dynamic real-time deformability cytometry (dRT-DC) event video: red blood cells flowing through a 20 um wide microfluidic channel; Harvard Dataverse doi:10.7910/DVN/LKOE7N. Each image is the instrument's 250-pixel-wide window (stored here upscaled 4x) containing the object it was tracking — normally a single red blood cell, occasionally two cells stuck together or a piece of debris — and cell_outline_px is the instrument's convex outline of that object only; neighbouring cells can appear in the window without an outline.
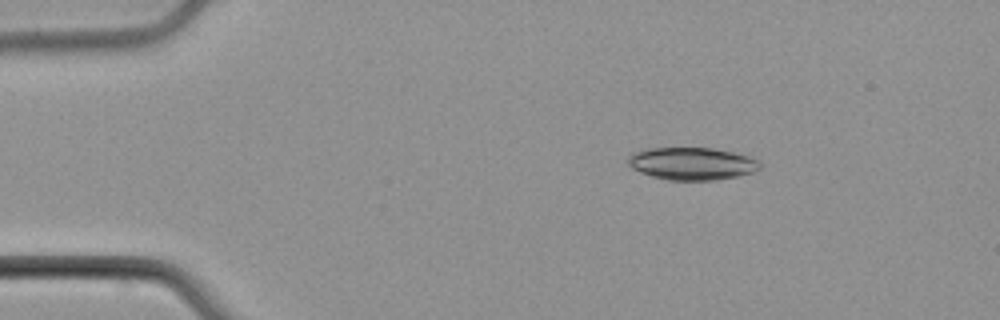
{"species": "common noctule bat (a hibernating species)", "species_latin": "Nyctalus noctula", "temperature_condition": "cold", "stored_images_in_passage": 5, "camera_frame_rate_fps": 3000, "um_per_image_px": 0.085, "animal": {"sex": "male", "body_mass_g": 21.5, "forearm_length_mm": 52.0}, "frame": {"image": 1, "passage_image": 2, "time_ms": 1.333, "image_size_px": [1000, 320], "cell_outline_px": [[760, 168], [752, 172], [736, 176], [716, 180], [668, 180], [652, 176], [640, 172], [632, 168], [628, 164], [628, 156], [636, 152], [648, 148], [712, 148], [732, 152], [748, 156], [756, 160], [760, 164]], "centroid_in_image_um": [58.79, 13.91], "position_along_channel_um": 26.2, "area_um2": 24.74}}
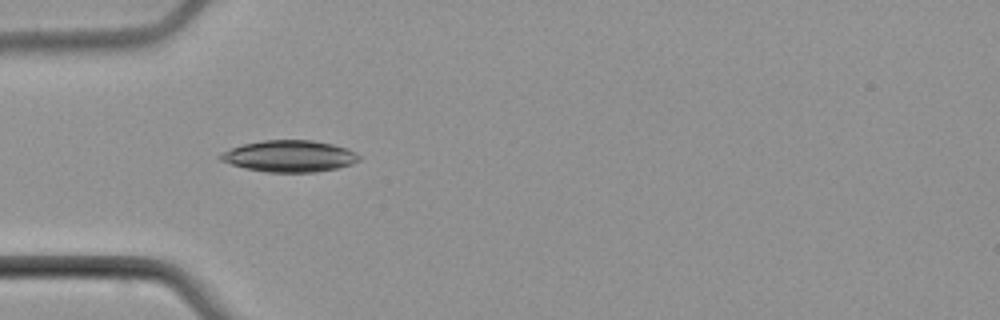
{"frame": {"image": 2, "passage_image": 4, "time_ms": 4.0, "image_size_px": [1000, 320], "cell_outline_px": [[360, 160], [352, 164], [336, 168], [316, 172], [264, 172], [244, 168], [220, 160], [216, 156], [232, 148], [244, 144], [264, 140], [312, 140], [332, 144], [348, 148], [360, 156]], "centroid_in_image_um": [24.61, 13.27], "position_along_channel_um": 60.4, "area_um2": 25.43}}
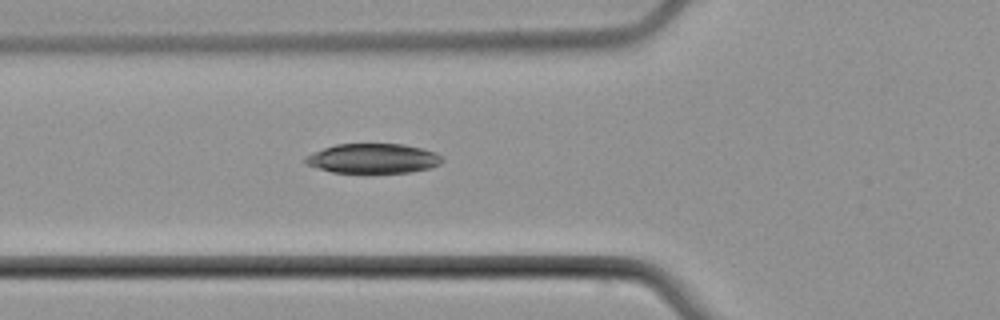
{"frame": {"image": 3, "passage_image": 5, "time_ms": 5.0, "image_size_px": [1000, 320], "cell_outline_px": [[444, 160], [440, 164], [428, 168], [408, 172], [332, 172], [304, 164], [304, 156], [312, 152], [336, 144], [404, 144], [436, 152]], "centroid_in_image_um": [31.67, 13.46], "position_along_channel_um": 94.1, "area_um2": 23.52}}